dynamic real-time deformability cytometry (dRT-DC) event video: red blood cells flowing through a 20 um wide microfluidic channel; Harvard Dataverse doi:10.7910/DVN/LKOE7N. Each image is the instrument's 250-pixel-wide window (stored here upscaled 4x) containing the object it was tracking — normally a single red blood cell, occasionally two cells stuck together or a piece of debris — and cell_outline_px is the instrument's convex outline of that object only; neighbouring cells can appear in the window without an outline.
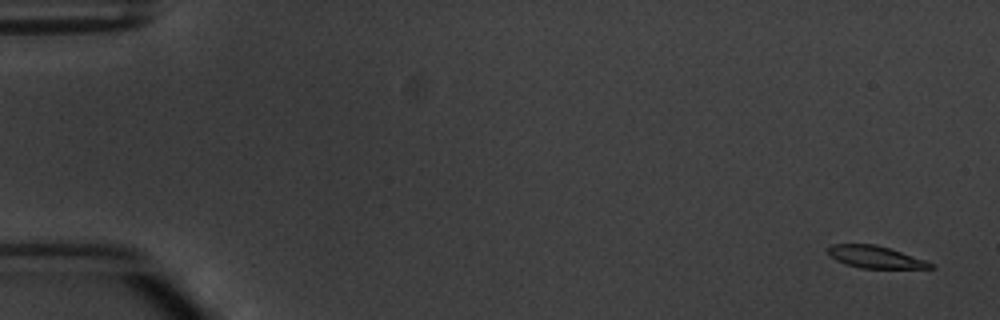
{"species": "common noctule bat (a hibernating species)", "species_latin": "Nyctalus noctula", "temperature_condition": "warm", "stored_images_in_passage": 4, "camera_frame_rate_fps": 3000, "um_per_image_px": 0.085, "animal": {"sex": "male", "body_mass_g": 20.1, "forearm_length_mm": 53.5}, "frame": {"image": 1, "passage_image": 1, "time_ms": 0.0, "image_size_px": [1000, 320], "cell_outline_px": [[936, 268], [860, 268], [844, 264], [828, 256], [828, 248], [832, 244], [876, 244], [936, 264]], "centroid_in_image_um": [74.37, 21.85], "position_along_channel_um": 10.6, "area_um2": 13.18}}
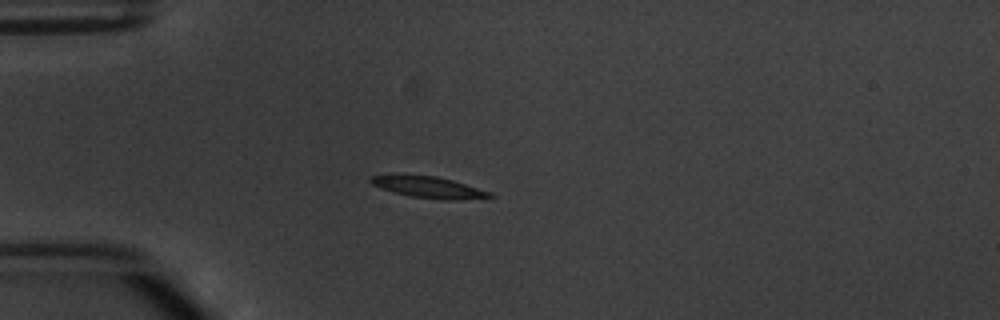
{"frame": {"image": 2, "passage_image": 4, "time_ms": 4.333, "image_size_px": [1000, 320], "cell_outline_px": [[496, 196], [460, 200], [448, 200], [412, 196], [392, 192], [380, 188], [372, 184], [368, 180], [368, 176], [392, 172], [396, 172], [436, 176], [452, 180], [492, 192]], "centroid_in_image_um": [36.31, 15.86], "position_along_channel_um": 48.7, "area_um2": 15.49}}